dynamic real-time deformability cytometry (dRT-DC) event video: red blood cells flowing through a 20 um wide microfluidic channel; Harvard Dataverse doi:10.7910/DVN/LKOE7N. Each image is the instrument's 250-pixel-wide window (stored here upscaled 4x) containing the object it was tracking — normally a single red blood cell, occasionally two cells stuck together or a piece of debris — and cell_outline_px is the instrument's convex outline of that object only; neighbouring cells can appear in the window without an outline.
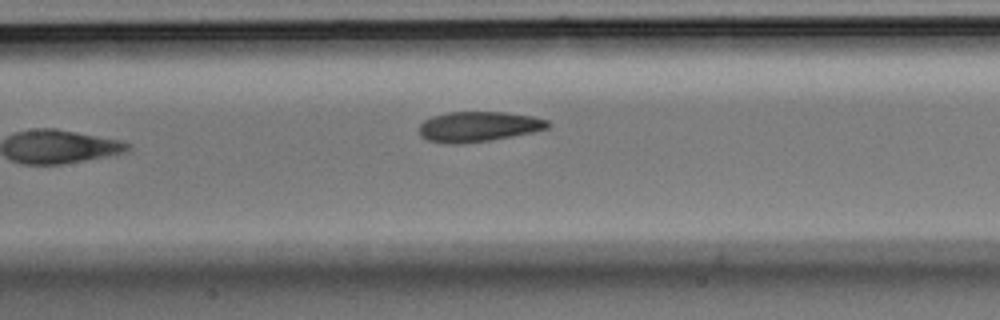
{"species": "Egyptian fruit bat (a non-hibernating species)", "species_latin": "Rousettus aegyptiacus", "temperature_condition": "room temperature", "stored_images_in_passage": 8, "segment_of_instrument_passage": [1, 2], "camera_frame_rate_fps": 3000, "um_per_image_px": 0.085, "animal": {"sex": "male"}, "frame": {"image": 1, "passage_image": 7, "time_ms": 2.0, "image_size_px": [1000, 320], "cell_outline_px": [[552, 124], [548, 128], [532, 132], [488, 140], [460, 144], [444, 144], [428, 140], [420, 136], [420, 124], [424, 120], [432, 116], [448, 112], [504, 112], [532, 116], [548, 120]], "centroid_in_image_um": [40.65, 10.76], "position_along_channel_um": 166.8, "area_um2": 22.6}}